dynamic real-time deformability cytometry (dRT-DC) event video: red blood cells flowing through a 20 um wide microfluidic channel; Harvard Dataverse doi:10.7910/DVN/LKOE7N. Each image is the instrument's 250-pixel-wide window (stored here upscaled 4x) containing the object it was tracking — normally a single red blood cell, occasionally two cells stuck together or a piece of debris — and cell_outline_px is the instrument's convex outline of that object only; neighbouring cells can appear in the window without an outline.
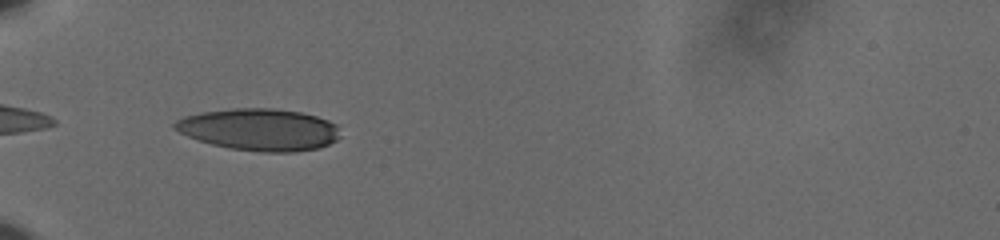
{"species": "human", "species_latin": "Homo sapiens", "temperature_condition": "cold", "stored_images_in_passage": 38, "camera_frame_rate_fps": 3000, "um_per_image_px": 0.085, "donor": {"sex": "male"}, "frame": {"image": 1, "passage_image": 1, "time_ms": 0.0, "image_size_px": [1000, 240], "cell_outline_px": [[340, 136], [336, 140], [320, 148], [296, 152], [260, 152], [228, 148], [212, 144], [188, 136], [172, 128], [172, 124], [176, 120], [184, 116], [200, 112], [232, 108], [272, 108], [300, 112], [316, 116], [328, 120], [336, 124]], "centroid_in_image_um": [22.03, 11.01], "position_along_channel_um": 63.0, "area_um2": 40.63}}
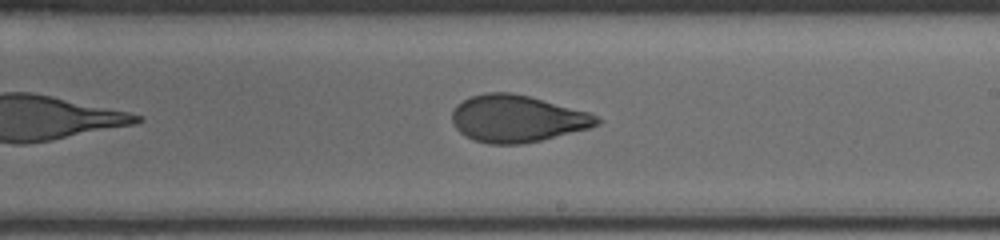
{"frame": {"image": 2, "passage_image": 17, "time_ms": 5.333, "image_size_px": [1000, 240], "cell_outline_px": [[600, 124], [588, 128], [540, 140], [520, 144], [488, 144], [472, 140], [464, 136], [456, 128], [452, 120], [452, 112], [456, 104], [472, 96], [484, 92], [512, 92], [528, 96], [588, 112], [596, 116], [600, 120]], "centroid_in_image_um": [43.9, 10.09], "position_along_channel_um": 245.1, "area_um2": 39.42}}
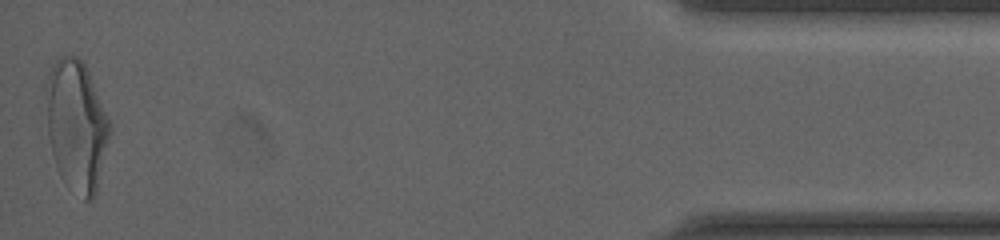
{"frame": {"image": 3, "passage_image": 38, "time_ms": 12.333, "image_size_px": [1000, 240], "cell_outline_px": [[112, 132], [96, 192], [92, 200], [84, 200], [64, 184], [60, 176], [52, 152], [48, 136], [44, 92], [44, 84], [48, 72], [52, 64], [60, 56], [76, 56], [84, 64], [88, 72], [112, 128]], "centroid_in_image_um": [6.47, 10.68], "position_along_channel_um": 428.7, "area_um2": 48.9}, "authors_computed_cell_mechanics": {"area_um2": 40.5178, "velocity_mm_per_s": 3.6436, "shape_relaxation_time_tau1_ms": 6.3147, "shape_relaxation_time_tau2_ms": 1.1424, "deformation_change_tau1": 0.1986, "deformation_change_tau2": 0.0711}}